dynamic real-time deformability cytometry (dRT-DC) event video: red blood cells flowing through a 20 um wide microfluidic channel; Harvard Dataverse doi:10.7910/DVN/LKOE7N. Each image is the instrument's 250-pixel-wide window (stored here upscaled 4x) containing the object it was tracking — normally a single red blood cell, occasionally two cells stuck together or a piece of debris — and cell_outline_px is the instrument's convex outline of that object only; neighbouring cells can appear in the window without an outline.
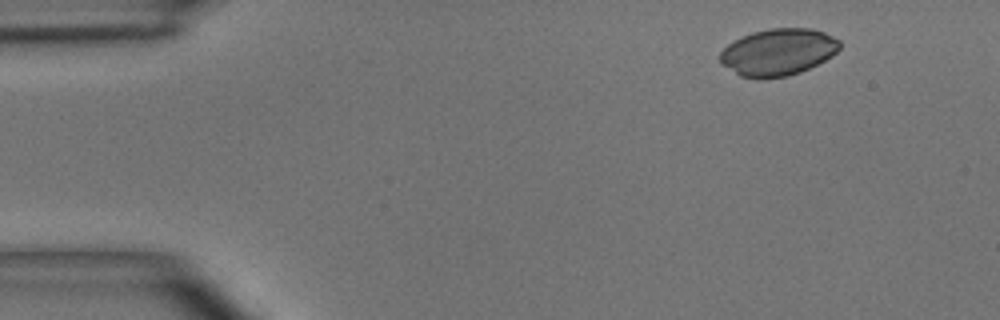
{"species": "common noctule bat (a hibernating species)", "species_latin": "Nyctalus noctula", "temperature_condition": "room temperature", "stored_images_in_passage": 6, "camera_frame_rate_fps": 3000, "um_per_image_px": 0.085, "animal": {"sex": "male", "body_mass_g": 15.6}, "frame": {"image": 1, "passage_image": 1, "time_ms": 0.0, "image_size_px": [1000, 320], "cell_outline_px": [[840, 48], [832, 56], [800, 72], [788, 76], [764, 80], [740, 76], [720, 64], [720, 52], [728, 44], [752, 32], [772, 28], [812, 28], [824, 32], [840, 40]], "centroid_in_image_um": [66.13, 4.44], "position_along_channel_um": 18.9, "area_um2": 32.83}}